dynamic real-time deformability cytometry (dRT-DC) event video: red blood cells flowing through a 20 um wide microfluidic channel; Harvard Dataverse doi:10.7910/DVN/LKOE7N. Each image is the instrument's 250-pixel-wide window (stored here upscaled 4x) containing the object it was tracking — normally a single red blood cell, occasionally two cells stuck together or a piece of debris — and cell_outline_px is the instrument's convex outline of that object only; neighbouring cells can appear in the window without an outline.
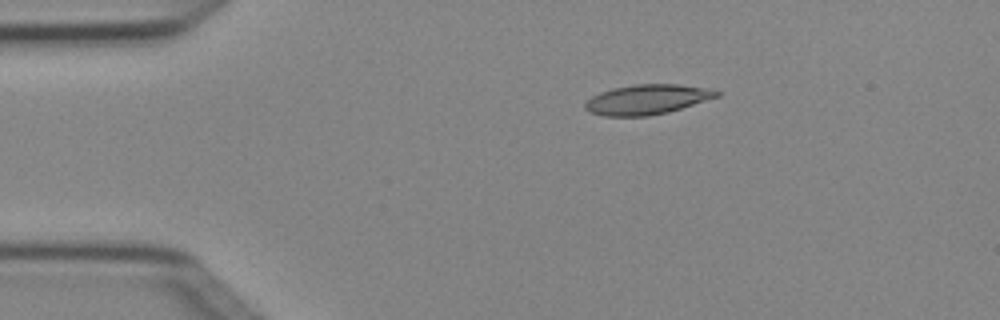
{"species": "Egyptian fruit bat (a non-hibernating species)", "species_latin": "Rousettus aegyptiacus", "temperature_condition": "cold", "stored_images_in_passage": 4, "camera_frame_rate_fps": 3000, "um_per_image_px": 0.085, "animal": {"sex": "female"}, "frame": {"image": 1, "passage_image": 1, "time_ms": 0.0, "image_size_px": [1000, 320], "cell_outline_px": [[720, 96], [668, 112], [648, 116], [604, 116], [588, 112], [584, 108], [584, 104], [592, 96], [600, 92], [612, 88], [636, 84], [680, 84], [712, 88], [720, 92]], "centroid_in_image_um": [55.01, 8.45], "position_along_channel_um": 30.0, "area_um2": 23.06}}
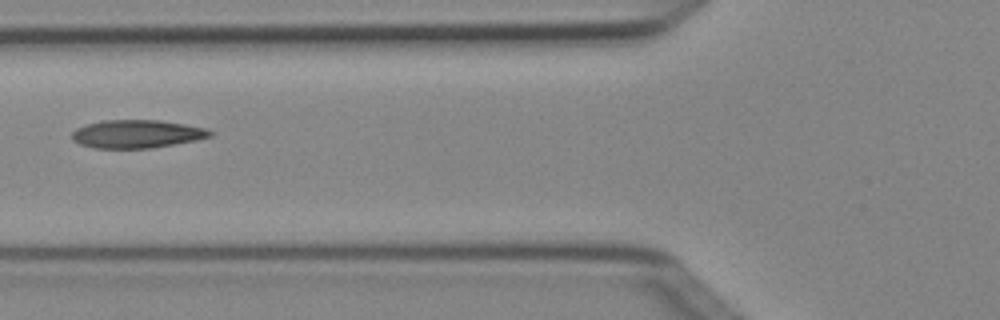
{"frame": {"image": 2, "passage_image": 3, "time_ms": 0.667, "image_size_px": [1000, 320], "cell_outline_px": [[212, 136], [196, 140], [152, 148], [96, 148], [80, 144], [72, 140], [72, 132], [76, 128], [100, 120], [160, 120], [184, 124], [204, 128], [212, 132]], "centroid_in_image_um": [11.61, 11.38], "position_along_channel_um": 114.2, "area_um2": 22.54}}
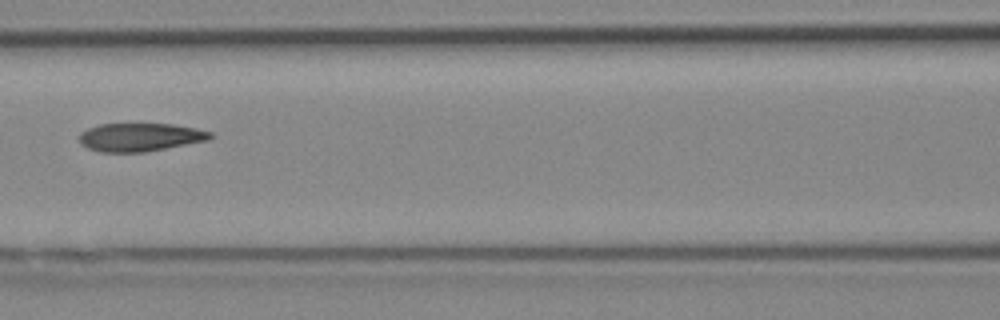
{"frame": {"image": 3, "passage_image": 4, "time_ms": 1.0, "image_size_px": [1000, 320], "cell_outline_px": [[212, 136], [208, 140], [144, 152], [100, 152], [88, 148], [80, 144], [80, 132], [88, 128], [100, 124], [172, 124], [196, 128], [212, 132]], "centroid_in_image_um": [11.89, 11.66], "position_along_channel_um": 154.7, "area_um2": 21.44}}